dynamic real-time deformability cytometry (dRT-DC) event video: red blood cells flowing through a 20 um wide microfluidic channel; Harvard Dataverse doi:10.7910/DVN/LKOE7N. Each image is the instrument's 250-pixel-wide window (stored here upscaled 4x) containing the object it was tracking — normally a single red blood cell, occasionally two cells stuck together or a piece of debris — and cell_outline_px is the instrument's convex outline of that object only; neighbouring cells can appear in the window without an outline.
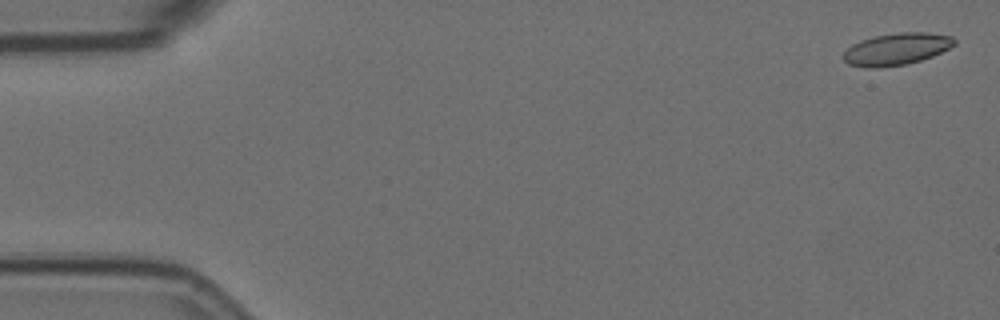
{"species": "Egyptian fruit bat (a non-hibernating species)", "species_latin": "Rousettus aegyptiacus", "temperature_condition": "room temperature", "stored_images_in_passage": 5, "camera_frame_rate_fps": 3000, "um_per_image_px": 0.085, "animal": {"sex": "female"}, "frame": {"image": 1, "passage_image": 1, "time_ms": 0.0, "image_size_px": [1000, 320], "cell_outline_px": [[956, 44], [932, 56], [908, 64], [880, 68], [868, 68], [848, 64], [844, 60], [844, 52], [852, 44], [860, 40], [872, 36], [900, 32], [928, 32], [952, 36], [956, 40]], "centroid_in_image_um": [76.2, 4.17], "position_along_channel_um": 8.8, "area_um2": 20.81}}
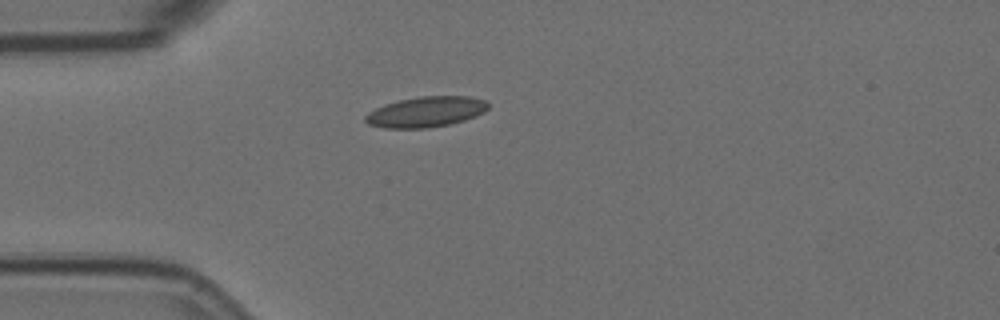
{"frame": {"image": 2, "passage_image": 5, "time_ms": 1.333, "image_size_px": [1000, 320], "cell_outline_px": [[488, 108], [484, 112], [476, 116], [464, 120], [448, 124], [428, 128], [384, 128], [368, 124], [364, 120], [364, 116], [368, 112], [384, 104], [400, 100], [420, 96], [468, 96], [484, 100], [488, 104]], "centroid_in_image_um": [36.18, 9.51], "position_along_channel_um": 48.8, "area_um2": 21.79}}